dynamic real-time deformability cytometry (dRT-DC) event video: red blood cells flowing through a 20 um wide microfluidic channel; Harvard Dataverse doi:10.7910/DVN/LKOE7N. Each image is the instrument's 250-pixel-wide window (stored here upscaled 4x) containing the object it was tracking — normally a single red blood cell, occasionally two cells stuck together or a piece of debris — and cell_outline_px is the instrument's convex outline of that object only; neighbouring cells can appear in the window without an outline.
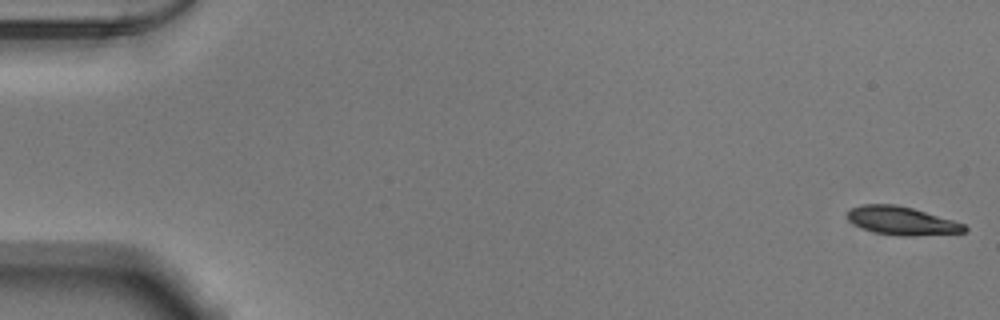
{"species": "Egyptian fruit bat (a non-hibernating species)", "species_latin": "Rousettus aegyptiacus", "temperature_condition": "warm", "stored_images_in_passage": 53, "camera_frame_rate_fps": 3000, "um_per_image_px": 0.085, "animal": {"sex": "male"}, "frame": {"image": 1, "passage_image": 1, "time_ms": 0.0, "image_size_px": [1000, 320], "cell_outline_px": [[968, 228], [964, 232], [908, 236], [900, 236], [872, 232], [860, 228], [848, 220], [848, 212], [852, 208], [860, 204], [896, 204], [912, 208], [952, 220], [964, 224]], "centroid_in_image_um": [76.6, 18.76], "position_along_channel_um": 8.4, "area_um2": 19.19}}
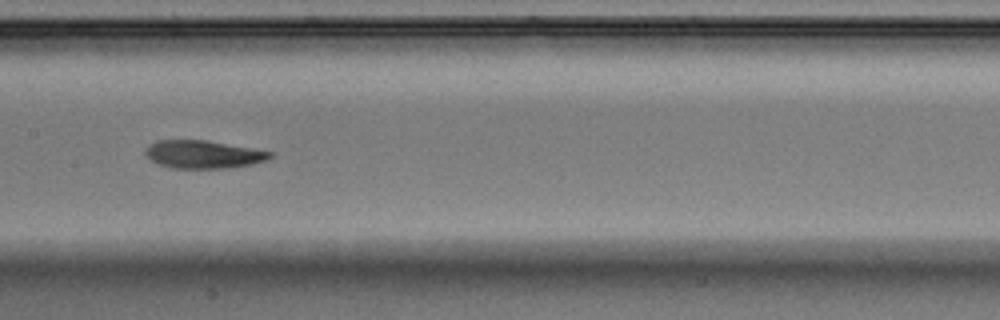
{"frame": {"image": 2, "passage_image": 27, "time_ms": 8.667, "image_size_px": [1000, 320], "cell_outline_px": [[272, 156], [268, 160], [252, 164], [228, 168], [172, 168], [156, 164], [144, 152], [152, 144], [160, 140], [208, 140], [272, 152]], "centroid_in_image_um": [17.3, 13.13], "position_along_channel_um": 190.1, "area_um2": 20.11}}
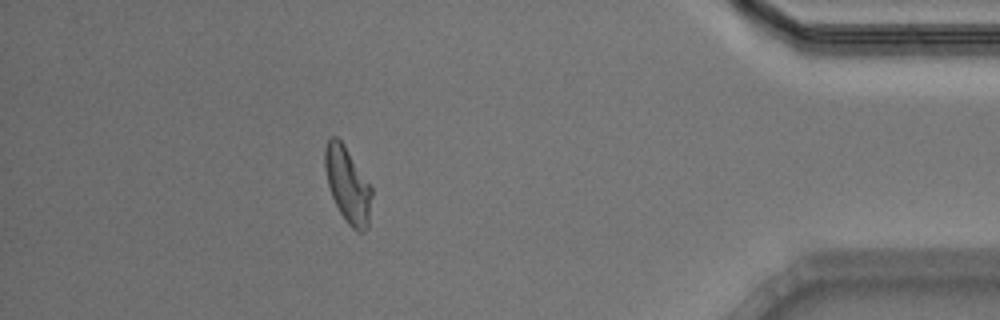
{"frame": {"image": 3, "passage_image": 47, "time_ms": 15.333, "image_size_px": [1000, 320], "cell_outline_px": [[372, 196], [368, 228], [364, 232], [356, 232], [348, 224], [340, 212], [332, 196], [328, 184], [324, 168], [324, 148], [328, 140], [332, 136], [336, 136], [344, 144], [372, 188]], "centroid_in_image_um": [29.55, 15.73], "position_along_channel_um": 405.6, "area_um2": 20.58}, "authors_computed_cell_mechanics": {"area_um2": 20.519, "velocity_mm_per_s": 3.878, "shape_relaxation_time_tau1_ms": 5.6804, "shape_relaxation_time_tau2_ms": 5.632, "deformation_change_tau1": 0.1746, "deformation_change_tau2": 0.1374}}